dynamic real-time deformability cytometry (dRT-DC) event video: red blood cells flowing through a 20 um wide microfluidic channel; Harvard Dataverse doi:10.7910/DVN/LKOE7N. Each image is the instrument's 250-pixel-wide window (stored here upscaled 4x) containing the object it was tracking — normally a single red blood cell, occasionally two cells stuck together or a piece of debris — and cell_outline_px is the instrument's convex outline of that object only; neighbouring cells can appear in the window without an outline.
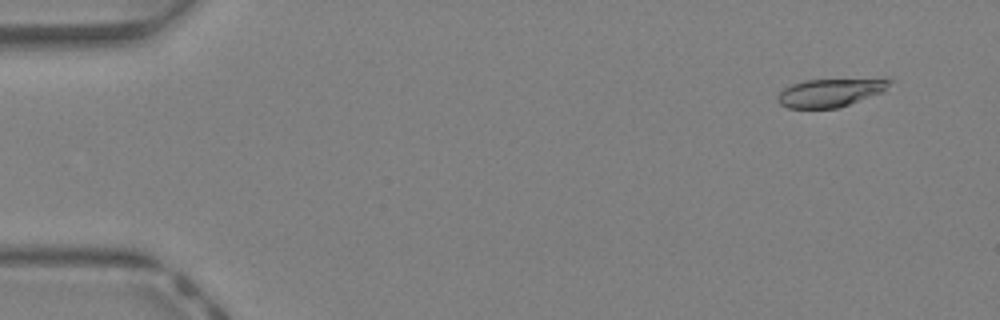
{"species": "Egyptian fruit bat (a non-hibernating species)", "species_latin": "Rousettus aegyptiacus", "temperature_condition": "warm", "stored_images_in_passage": 43, "camera_frame_rate_fps": 3000, "um_per_image_px": 0.085, "animal": {"sex": "female"}, "frame": {"image": 1, "passage_image": 3, "time_ms": 0.667, "image_size_px": [1000, 320], "cell_outline_px": [[892, 80], [884, 92], [836, 108], [788, 108], [780, 104], [776, 100], [780, 92], [784, 88], [792, 84], [804, 80]], "centroid_in_image_um": [70.49, 7.9], "position_along_channel_um": 14.5, "area_um2": 17.86}}
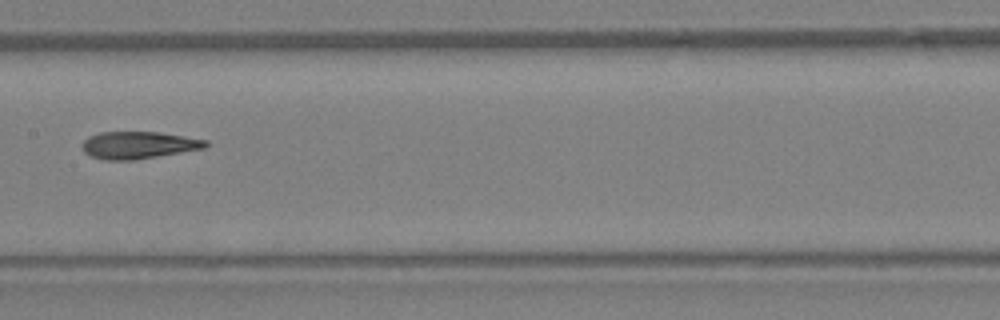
{"frame": {"image": 2, "passage_image": 22, "time_ms": 7.0, "image_size_px": [1000, 320], "cell_outline_px": [[208, 144], [204, 148], [132, 160], [104, 160], [92, 156], [84, 152], [84, 140], [88, 136], [100, 132], [160, 132], [208, 140]], "centroid_in_image_um": [11.77, 12.32], "position_along_channel_um": 195.6, "area_um2": 19.31}}
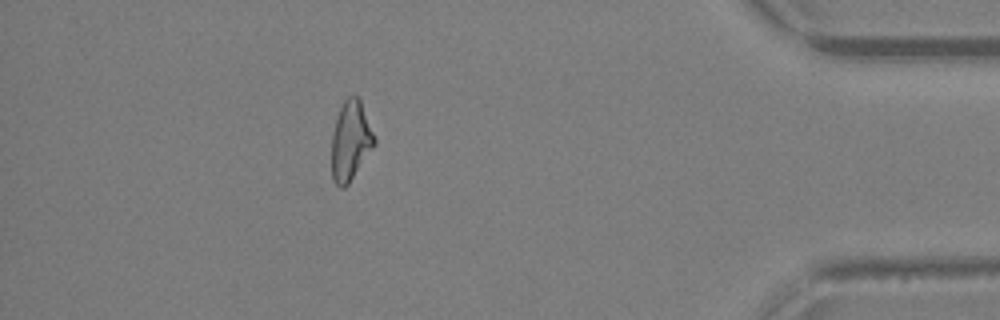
{"frame": {"image": 3, "passage_image": 38, "time_ms": 12.333, "image_size_px": [1000, 320], "cell_outline_px": [[376, 144], [348, 184], [344, 188], [340, 188], [332, 180], [332, 132], [340, 108], [344, 100], [348, 96], [356, 96], [360, 100], [376, 140]], "centroid_in_image_um": [29.79, 12.0], "position_along_channel_um": 405.4, "area_um2": 19.59}, "authors_computed_cell_mechanics": {"area_um2": 19.8832, "velocity_mm_per_s": 4.8113, "shape_relaxation_time_tau1_ms": 5.731, "shape_relaxation_time_tau2_ms": 3.7087, "deformation_change_tau1": 0.2096, "deformation_change_tau2": 0.117}}